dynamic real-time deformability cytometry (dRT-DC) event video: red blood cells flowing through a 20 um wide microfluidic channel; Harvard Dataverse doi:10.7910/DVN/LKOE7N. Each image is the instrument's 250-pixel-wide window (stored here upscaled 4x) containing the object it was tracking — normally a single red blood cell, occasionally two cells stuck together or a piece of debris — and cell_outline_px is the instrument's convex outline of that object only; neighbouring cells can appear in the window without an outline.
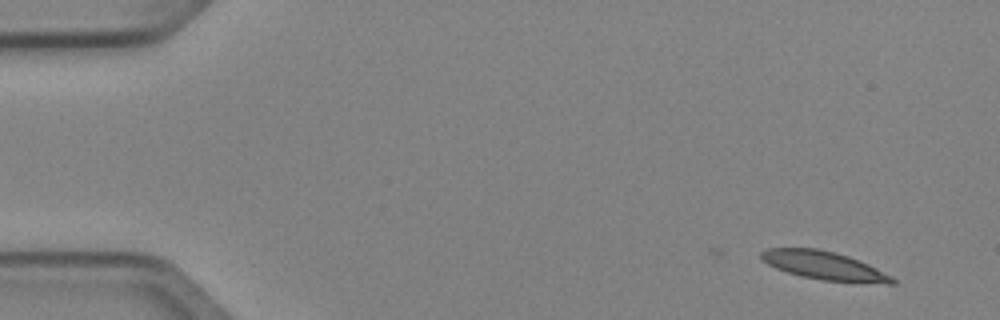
{"species": "Egyptian fruit bat (a non-hibernating species)", "species_latin": "Rousettus aegyptiacus", "temperature_condition": "cold", "stored_images_in_passage": 2, "camera_frame_rate_fps": 3000, "um_per_image_px": 0.085, "animal": {"sex": "female"}, "frame": {"image": 1, "passage_image": 2, "time_ms": 0.333, "image_size_px": [1000, 320], "cell_outline_px": [[896, 284], [888, 284], [820, 280], [800, 276], [776, 268], [760, 260], [760, 252], [768, 248], [816, 248], [836, 252], [848, 256], [868, 264], [892, 276], [896, 280]], "centroid_in_image_um": [70.04, 22.58], "position_along_channel_um": 15.0, "area_um2": 21.79}}